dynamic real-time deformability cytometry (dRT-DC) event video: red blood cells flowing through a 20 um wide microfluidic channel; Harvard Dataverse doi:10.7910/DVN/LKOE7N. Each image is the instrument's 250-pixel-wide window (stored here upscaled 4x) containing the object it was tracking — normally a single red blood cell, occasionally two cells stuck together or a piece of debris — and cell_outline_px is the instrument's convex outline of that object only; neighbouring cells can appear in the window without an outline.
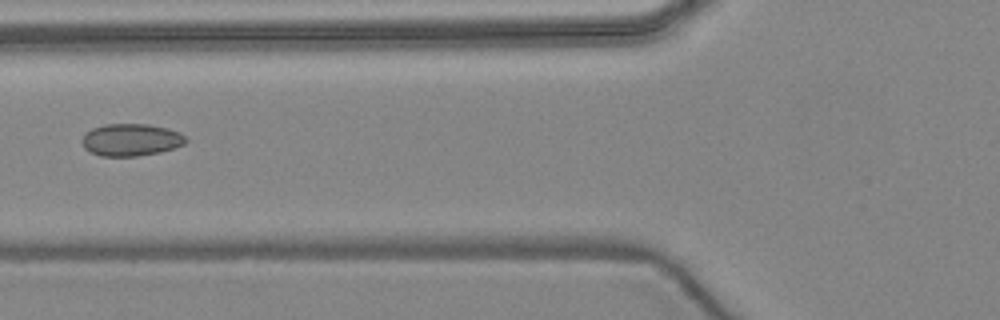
{"species": "common noctule bat (a hibernating species)", "species_latin": "Nyctalus noctula", "temperature_condition": "warm", "stored_images_in_passage": 5, "camera_frame_rate_fps": 3000, "um_per_image_px": 0.085, "animal": {"sex": "female", "body_mass_g": 24.6, "forearm_length_mm": 56.2}, "frame": {"image": 1, "passage_image": 5, "time_ms": 5.667, "image_size_px": [1000, 320], "cell_outline_px": [[188, 140], [184, 144], [160, 152], [136, 156], [100, 156], [84, 148], [80, 140], [92, 128], [104, 124], [148, 124], [168, 128], [180, 132]], "centroid_in_image_um": [11.13, 11.88], "position_along_channel_um": 114.7, "area_um2": 19.48}}